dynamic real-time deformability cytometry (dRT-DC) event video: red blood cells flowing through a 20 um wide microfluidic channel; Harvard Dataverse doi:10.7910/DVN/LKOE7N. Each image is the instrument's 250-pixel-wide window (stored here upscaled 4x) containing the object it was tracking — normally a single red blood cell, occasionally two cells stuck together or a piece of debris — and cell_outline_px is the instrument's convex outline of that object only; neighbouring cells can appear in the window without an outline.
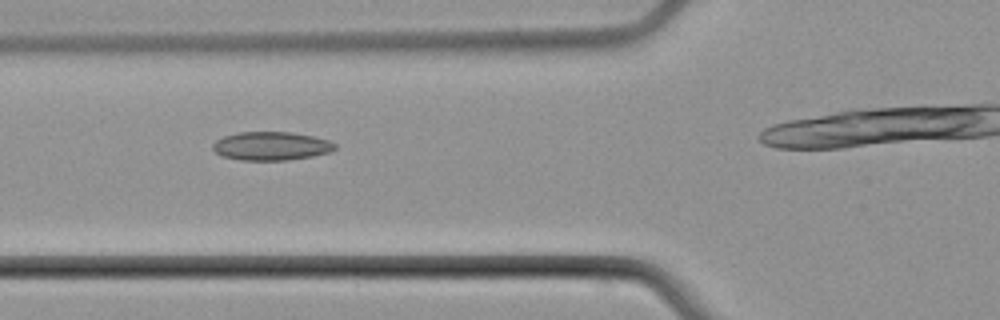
{"species": "common noctule bat (a hibernating species)", "species_latin": "Nyctalus noctula", "temperature_condition": "cold", "stored_images_in_passage": 4, "camera_frame_rate_fps": 3000, "um_per_image_px": 0.085, "animal": {"sex": "male", "body_mass_g": 21.5, "forearm_length_mm": 52.0}, "frame": {"image": 1, "passage_image": 4, "time_ms": 3.667, "image_size_px": [1000, 320], "cell_outline_px": [[336, 148], [328, 152], [312, 156], [288, 160], [240, 160], [220, 156], [212, 148], [212, 144], [216, 140], [224, 136], [240, 132], [292, 132], [312, 136], [328, 140], [336, 144]], "centroid_in_image_um": [23.02, 12.41], "position_along_channel_um": 102.8, "area_um2": 20.29}}